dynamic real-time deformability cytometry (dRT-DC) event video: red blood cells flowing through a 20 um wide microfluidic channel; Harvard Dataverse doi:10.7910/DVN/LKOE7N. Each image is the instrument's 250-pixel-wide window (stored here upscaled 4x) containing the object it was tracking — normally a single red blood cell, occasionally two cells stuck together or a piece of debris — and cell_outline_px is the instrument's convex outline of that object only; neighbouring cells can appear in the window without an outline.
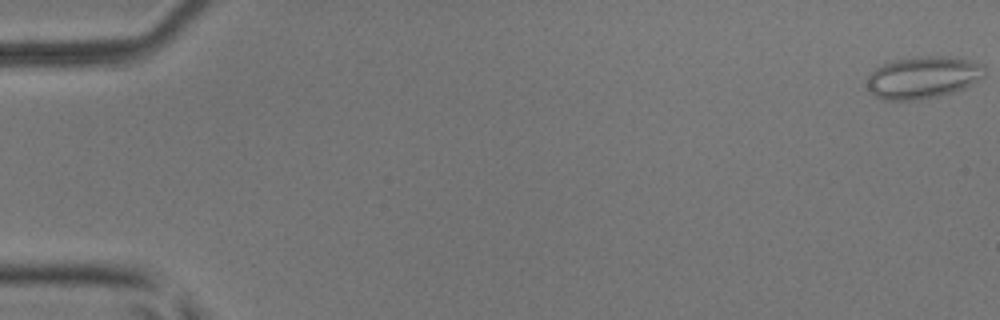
{"species": "common noctule bat (a hibernating species)", "species_latin": "Nyctalus noctula", "temperature_condition": "room temperature", "stored_images_in_passage": 12, "camera_frame_rate_fps": 3000, "um_per_image_px": 0.085, "animal": {"sex": "male", "body_mass_g": 17.9, "forearm_length_mm": 54.2}, "frame": {"image": 1, "passage_image": 1, "time_ms": 0.0, "image_size_px": [1000, 320], "cell_outline_px": [[984, 76], [980, 80], [964, 88], [952, 92], [936, 96], [916, 100], [884, 100], [868, 92], [868, 76], [876, 68], [884, 64], [896, 60], [916, 56], [960, 56], [984, 64]], "centroid_in_image_um": [78.5, 6.56], "position_along_channel_um": 6.5, "area_um2": 29.07}}